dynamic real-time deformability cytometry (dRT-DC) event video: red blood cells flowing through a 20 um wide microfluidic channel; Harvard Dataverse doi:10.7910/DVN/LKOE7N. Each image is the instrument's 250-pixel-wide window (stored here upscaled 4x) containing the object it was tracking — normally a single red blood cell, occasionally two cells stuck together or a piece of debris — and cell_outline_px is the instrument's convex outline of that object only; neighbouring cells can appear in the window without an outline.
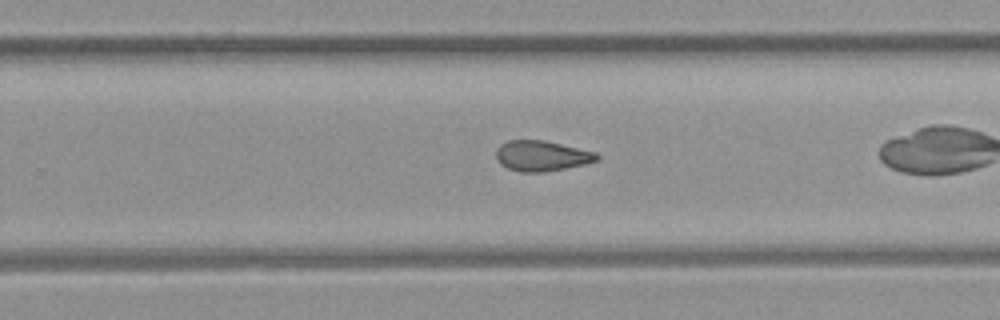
{"species": "common noctule bat (a hibernating species)", "species_latin": "Nyctalus noctula", "temperature_condition": "room temperature", "stored_images_in_passage": 24, "camera_frame_rate_fps": 3000, "um_per_image_px": 0.085, "animal": {"sex": "female", "body_mass_g": 21.9}, "frame": {"image": 1, "passage_image": 17, "time_ms": 5.333, "image_size_px": [1000, 320], "cell_outline_px": [[600, 156], [596, 160], [584, 164], [544, 172], [520, 172], [508, 168], [500, 164], [496, 160], [496, 152], [500, 144], [508, 140], [544, 140], [596, 152]], "centroid_in_image_um": [46.01, 13.24], "position_along_channel_um": 283.8, "area_um2": 17.8}}